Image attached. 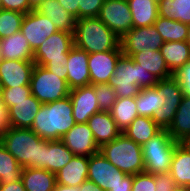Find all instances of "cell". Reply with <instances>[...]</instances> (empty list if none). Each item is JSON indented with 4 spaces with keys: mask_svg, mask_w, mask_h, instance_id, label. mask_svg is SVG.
<instances>
[{
    "mask_svg": "<svg viewBox=\"0 0 190 191\" xmlns=\"http://www.w3.org/2000/svg\"><path fill=\"white\" fill-rule=\"evenodd\" d=\"M155 191H180L181 188L175 183L170 172L155 174Z\"/></svg>",
    "mask_w": 190,
    "mask_h": 191,
    "instance_id": "b9f144b4",
    "label": "cell"
},
{
    "mask_svg": "<svg viewBox=\"0 0 190 191\" xmlns=\"http://www.w3.org/2000/svg\"><path fill=\"white\" fill-rule=\"evenodd\" d=\"M53 191H79V188L74 186H65L56 183Z\"/></svg>",
    "mask_w": 190,
    "mask_h": 191,
    "instance_id": "f907efd6",
    "label": "cell"
},
{
    "mask_svg": "<svg viewBox=\"0 0 190 191\" xmlns=\"http://www.w3.org/2000/svg\"><path fill=\"white\" fill-rule=\"evenodd\" d=\"M29 85L31 94L42 104L64 99L70 93L65 79L59 78L37 64L33 68Z\"/></svg>",
    "mask_w": 190,
    "mask_h": 191,
    "instance_id": "ba28073f",
    "label": "cell"
},
{
    "mask_svg": "<svg viewBox=\"0 0 190 191\" xmlns=\"http://www.w3.org/2000/svg\"><path fill=\"white\" fill-rule=\"evenodd\" d=\"M0 9L15 11L22 14L29 13L33 10L29 6L27 0H0Z\"/></svg>",
    "mask_w": 190,
    "mask_h": 191,
    "instance_id": "ee69618b",
    "label": "cell"
},
{
    "mask_svg": "<svg viewBox=\"0 0 190 191\" xmlns=\"http://www.w3.org/2000/svg\"><path fill=\"white\" fill-rule=\"evenodd\" d=\"M24 16L19 12L0 9V39L19 32Z\"/></svg>",
    "mask_w": 190,
    "mask_h": 191,
    "instance_id": "8d00e7d4",
    "label": "cell"
},
{
    "mask_svg": "<svg viewBox=\"0 0 190 191\" xmlns=\"http://www.w3.org/2000/svg\"><path fill=\"white\" fill-rule=\"evenodd\" d=\"M156 87L164 96V104L154 113L152 119L161 129H168L181 102L183 91L173 76L158 80Z\"/></svg>",
    "mask_w": 190,
    "mask_h": 191,
    "instance_id": "9c48e42d",
    "label": "cell"
},
{
    "mask_svg": "<svg viewBox=\"0 0 190 191\" xmlns=\"http://www.w3.org/2000/svg\"><path fill=\"white\" fill-rule=\"evenodd\" d=\"M153 3L159 5V3L162 1V0H151Z\"/></svg>",
    "mask_w": 190,
    "mask_h": 191,
    "instance_id": "9f6ffc18",
    "label": "cell"
},
{
    "mask_svg": "<svg viewBox=\"0 0 190 191\" xmlns=\"http://www.w3.org/2000/svg\"><path fill=\"white\" fill-rule=\"evenodd\" d=\"M74 154L61 140L48 141L45 144L44 169L57 173L67 165Z\"/></svg>",
    "mask_w": 190,
    "mask_h": 191,
    "instance_id": "d4e9b609",
    "label": "cell"
},
{
    "mask_svg": "<svg viewBox=\"0 0 190 191\" xmlns=\"http://www.w3.org/2000/svg\"><path fill=\"white\" fill-rule=\"evenodd\" d=\"M29 3V6L33 9L36 10L44 1L46 0H27Z\"/></svg>",
    "mask_w": 190,
    "mask_h": 191,
    "instance_id": "f5cc1de1",
    "label": "cell"
},
{
    "mask_svg": "<svg viewBox=\"0 0 190 191\" xmlns=\"http://www.w3.org/2000/svg\"><path fill=\"white\" fill-rule=\"evenodd\" d=\"M42 103L32 94L20 102H12L8 109L11 127L31 128Z\"/></svg>",
    "mask_w": 190,
    "mask_h": 191,
    "instance_id": "ffe728a7",
    "label": "cell"
},
{
    "mask_svg": "<svg viewBox=\"0 0 190 191\" xmlns=\"http://www.w3.org/2000/svg\"><path fill=\"white\" fill-rule=\"evenodd\" d=\"M178 144L190 152V134L184 136L182 139L178 141Z\"/></svg>",
    "mask_w": 190,
    "mask_h": 191,
    "instance_id": "816d5d0a",
    "label": "cell"
},
{
    "mask_svg": "<svg viewBox=\"0 0 190 191\" xmlns=\"http://www.w3.org/2000/svg\"><path fill=\"white\" fill-rule=\"evenodd\" d=\"M117 127L123 132L137 117L136 97L117 98L109 111Z\"/></svg>",
    "mask_w": 190,
    "mask_h": 191,
    "instance_id": "4dcf8cb0",
    "label": "cell"
},
{
    "mask_svg": "<svg viewBox=\"0 0 190 191\" xmlns=\"http://www.w3.org/2000/svg\"><path fill=\"white\" fill-rule=\"evenodd\" d=\"M76 19H79V0H57Z\"/></svg>",
    "mask_w": 190,
    "mask_h": 191,
    "instance_id": "bcb514c9",
    "label": "cell"
},
{
    "mask_svg": "<svg viewBox=\"0 0 190 191\" xmlns=\"http://www.w3.org/2000/svg\"><path fill=\"white\" fill-rule=\"evenodd\" d=\"M76 124L72 114L71 98L42 104L31 129L44 140H61Z\"/></svg>",
    "mask_w": 190,
    "mask_h": 191,
    "instance_id": "7a4b0ae2",
    "label": "cell"
},
{
    "mask_svg": "<svg viewBox=\"0 0 190 191\" xmlns=\"http://www.w3.org/2000/svg\"><path fill=\"white\" fill-rule=\"evenodd\" d=\"M23 168L0 142V184H10L21 179Z\"/></svg>",
    "mask_w": 190,
    "mask_h": 191,
    "instance_id": "d590c367",
    "label": "cell"
},
{
    "mask_svg": "<svg viewBox=\"0 0 190 191\" xmlns=\"http://www.w3.org/2000/svg\"><path fill=\"white\" fill-rule=\"evenodd\" d=\"M0 191H26L21 179L10 184H0Z\"/></svg>",
    "mask_w": 190,
    "mask_h": 191,
    "instance_id": "c3c4849f",
    "label": "cell"
},
{
    "mask_svg": "<svg viewBox=\"0 0 190 191\" xmlns=\"http://www.w3.org/2000/svg\"><path fill=\"white\" fill-rule=\"evenodd\" d=\"M56 183L79 187L88 180V157L74 155L71 161L55 173Z\"/></svg>",
    "mask_w": 190,
    "mask_h": 191,
    "instance_id": "44dd1931",
    "label": "cell"
},
{
    "mask_svg": "<svg viewBox=\"0 0 190 191\" xmlns=\"http://www.w3.org/2000/svg\"><path fill=\"white\" fill-rule=\"evenodd\" d=\"M21 180L26 191H53L56 184L55 173L42 168H23Z\"/></svg>",
    "mask_w": 190,
    "mask_h": 191,
    "instance_id": "484cf974",
    "label": "cell"
},
{
    "mask_svg": "<svg viewBox=\"0 0 190 191\" xmlns=\"http://www.w3.org/2000/svg\"><path fill=\"white\" fill-rule=\"evenodd\" d=\"M98 18L120 39L133 28L127 0H105Z\"/></svg>",
    "mask_w": 190,
    "mask_h": 191,
    "instance_id": "8fae6325",
    "label": "cell"
},
{
    "mask_svg": "<svg viewBox=\"0 0 190 191\" xmlns=\"http://www.w3.org/2000/svg\"><path fill=\"white\" fill-rule=\"evenodd\" d=\"M167 131L171 138L177 142L190 134V96H182L174 119Z\"/></svg>",
    "mask_w": 190,
    "mask_h": 191,
    "instance_id": "1f68e13d",
    "label": "cell"
},
{
    "mask_svg": "<svg viewBox=\"0 0 190 191\" xmlns=\"http://www.w3.org/2000/svg\"><path fill=\"white\" fill-rule=\"evenodd\" d=\"M100 111L109 112L117 100L115 90L109 84H93Z\"/></svg>",
    "mask_w": 190,
    "mask_h": 191,
    "instance_id": "74e56055",
    "label": "cell"
},
{
    "mask_svg": "<svg viewBox=\"0 0 190 191\" xmlns=\"http://www.w3.org/2000/svg\"><path fill=\"white\" fill-rule=\"evenodd\" d=\"M20 31L27 39L31 49L35 51L47 38L58 30L48 17L36 10H32L25 14Z\"/></svg>",
    "mask_w": 190,
    "mask_h": 191,
    "instance_id": "4fadbf2b",
    "label": "cell"
},
{
    "mask_svg": "<svg viewBox=\"0 0 190 191\" xmlns=\"http://www.w3.org/2000/svg\"><path fill=\"white\" fill-rule=\"evenodd\" d=\"M61 141L74 154L90 157L99 152L92 130L87 123H76Z\"/></svg>",
    "mask_w": 190,
    "mask_h": 191,
    "instance_id": "5bb4252c",
    "label": "cell"
},
{
    "mask_svg": "<svg viewBox=\"0 0 190 191\" xmlns=\"http://www.w3.org/2000/svg\"><path fill=\"white\" fill-rule=\"evenodd\" d=\"M164 104V96L157 87L141 89L136 96V107L139 116L151 117Z\"/></svg>",
    "mask_w": 190,
    "mask_h": 191,
    "instance_id": "d6a6232c",
    "label": "cell"
},
{
    "mask_svg": "<svg viewBox=\"0 0 190 191\" xmlns=\"http://www.w3.org/2000/svg\"><path fill=\"white\" fill-rule=\"evenodd\" d=\"M155 175L147 172L133 175L131 191H155Z\"/></svg>",
    "mask_w": 190,
    "mask_h": 191,
    "instance_id": "ab89813d",
    "label": "cell"
},
{
    "mask_svg": "<svg viewBox=\"0 0 190 191\" xmlns=\"http://www.w3.org/2000/svg\"><path fill=\"white\" fill-rule=\"evenodd\" d=\"M99 151L110 163L128 175L144 172L141 145L123 132L116 139L103 144Z\"/></svg>",
    "mask_w": 190,
    "mask_h": 191,
    "instance_id": "8992f818",
    "label": "cell"
},
{
    "mask_svg": "<svg viewBox=\"0 0 190 191\" xmlns=\"http://www.w3.org/2000/svg\"><path fill=\"white\" fill-rule=\"evenodd\" d=\"M164 44L162 36L154 25L146 27H133L126 33L120 42L123 55L131 57L142 51H159Z\"/></svg>",
    "mask_w": 190,
    "mask_h": 191,
    "instance_id": "30bf717a",
    "label": "cell"
},
{
    "mask_svg": "<svg viewBox=\"0 0 190 191\" xmlns=\"http://www.w3.org/2000/svg\"><path fill=\"white\" fill-rule=\"evenodd\" d=\"M161 130L151 117L137 116L123 133L135 143L143 145Z\"/></svg>",
    "mask_w": 190,
    "mask_h": 191,
    "instance_id": "83f0119b",
    "label": "cell"
},
{
    "mask_svg": "<svg viewBox=\"0 0 190 191\" xmlns=\"http://www.w3.org/2000/svg\"><path fill=\"white\" fill-rule=\"evenodd\" d=\"M74 46L88 54L122 50L121 39L98 17L76 19Z\"/></svg>",
    "mask_w": 190,
    "mask_h": 191,
    "instance_id": "3957f363",
    "label": "cell"
},
{
    "mask_svg": "<svg viewBox=\"0 0 190 191\" xmlns=\"http://www.w3.org/2000/svg\"><path fill=\"white\" fill-rule=\"evenodd\" d=\"M122 54V50L89 54L90 85L108 84L109 78L114 74L117 61Z\"/></svg>",
    "mask_w": 190,
    "mask_h": 191,
    "instance_id": "9a60e30c",
    "label": "cell"
},
{
    "mask_svg": "<svg viewBox=\"0 0 190 191\" xmlns=\"http://www.w3.org/2000/svg\"><path fill=\"white\" fill-rule=\"evenodd\" d=\"M187 45L190 47V24H188V34L186 38Z\"/></svg>",
    "mask_w": 190,
    "mask_h": 191,
    "instance_id": "db71d44e",
    "label": "cell"
},
{
    "mask_svg": "<svg viewBox=\"0 0 190 191\" xmlns=\"http://www.w3.org/2000/svg\"><path fill=\"white\" fill-rule=\"evenodd\" d=\"M69 97L71 98L72 114L76 123H87L92 115L100 112L92 85L70 90Z\"/></svg>",
    "mask_w": 190,
    "mask_h": 191,
    "instance_id": "e0dca14e",
    "label": "cell"
},
{
    "mask_svg": "<svg viewBox=\"0 0 190 191\" xmlns=\"http://www.w3.org/2000/svg\"><path fill=\"white\" fill-rule=\"evenodd\" d=\"M79 191H103L97 184L86 180L79 187Z\"/></svg>",
    "mask_w": 190,
    "mask_h": 191,
    "instance_id": "681fc988",
    "label": "cell"
},
{
    "mask_svg": "<svg viewBox=\"0 0 190 191\" xmlns=\"http://www.w3.org/2000/svg\"><path fill=\"white\" fill-rule=\"evenodd\" d=\"M89 54L75 46L69 51L67 58V85L70 90L90 85V71L88 68Z\"/></svg>",
    "mask_w": 190,
    "mask_h": 191,
    "instance_id": "ac0fdd59",
    "label": "cell"
},
{
    "mask_svg": "<svg viewBox=\"0 0 190 191\" xmlns=\"http://www.w3.org/2000/svg\"><path fill=\"white\" fill-rule=\"evenodd\" d=\"M135 63L140 65L144 70L150 72L158 80L168 79L173 73L168 69L165 60L159 51H142L131 56Z\"/></svg>",
    "mask_w": 190,
    "mask_h": 191,
    "instance_id": "cb8c5ba5",
    "label": "cell"
},
{
    "mask_svg": "<svg viewBox=\"0 0 190 191\" xmlns=\"http://www.w3.org/2000/svg\"><path fill=\"white\" fill-rule=\"evenodd\" d=\"M180 191H190V190H188V189H181Z\"/></svg>",
    "mask_w": 190,
    "mask_h": 191,
    "instance_id": "6f0895ef",
    "label": "cell"
},
{
    "mask_svg": "<svg viewBox=\"0 0 190 191\" xmlns=\"http://www.w3.org/2000/svg\"><path fill=\"white\" fill-rule=\"evenodd\" d=\"M34 51L22 32L0 39V54L5 60L33 61Z\"/></svg>",
    "mask_w": 190,
    "mask_h": 191,
    "instance_id": "7402d4cb",
    "label": "cell"
},
{
    "mask_svg": "<svg viewBox=\"0 0 190 191\" xmlns=\"http://www.w3.org/2000/svg\"><path fill=\"white\" fill-rule=\"evenodd\" d=\"M34 66V61L1 59L0 80L3 88L28 86Z\"/></svg>",
    "mask_w": 190,
    "mask_h": 191,
    "instance_id": "2e32d148",
    "label": "cell"
},
{
    "mask_svg": "<svg viewBox=\"0 0 190 191\" xmlns=\"http://www.w3.org/2000/svg\"><path fill=\"white\" fill-rule=\"evenodd\" d=\"M11 128L8 108L5 106L2 95H0V137Z\"/></svg>",
    "mask_w": 190,
    "mask_h": 191,
    "instance_id": "f6af8a7d",
    "label": "cell"
},
{
    "mask_svg": "<svg viewBox=\"0 0 190 191\" xmlns=\"http://www.w3.org/2000/svg\"><path fill=\"white\" fill-rule=\"evenodd\" d=\"M158 12L161 17L190 24V0H162Z\"/></svg>",
    "mask_w": 190,
    "mask_h": 191,
    "instance_id": "e575fe53",
    "label": "cell"
},
{
    "mask_svg": "<svg viewBox=\"0 0 190 191\" xmlns=\"http://www.w3.org/2000/svg\"><path fill=\"white\" fill-rule=\"evenodd\" d=\"M160 52L168 69L173 74L190 61V47L187 45L186 41L164 42Z\"/></svg>",
    "mask_w": 190,
    "mask_h": 191,
    "instance_id": "f1b7e54d",
    "label": "cell"
},
{
    "mask_svg": "<svg viewBox=\"0 0 190 191\" xmlns=\"http://www.w3.org/2000/svg\"><path fill=\"white\" fill-rule=\"evenodd\" d=\"M153 25L164 42L186 41L187 24L159 16Z\"/></svg>",
    "mask_w": 190,
    "mask_h": 191,
    "instance_id": "836d02e7",
    "label": "cell"
},
{
    "mask_svg": "<svg viewBox=\"0 0 190 191\" xmlns=\"http://www.w3.org/2000/svg\"><path fill=\"white\" fill-rule=\"evenodd\" d=\"M73 47V33L57 31L34 51L33 61L67 82V58Z\"/></svg>",
    "mask_w": 190,
    "mask_h": 191,
    "instance_id": "5b68a950",
    "label": "cell"
},
{
    "mask_svg": "<svg viewBox=\"0 0 190 191\" xmlns=\"http://www.w3.org/2000/svg\"><path fill=\"white\" fill-rule=\"evenodd\" d=\"M133 183V175H127L120 184L111 188L109 191H131Z\"/></svg>",
    "mask_w": 190,
    "mask_h": 191,
    "instance_id": "7dc6e473",
    "label": "cell"
},
{
    "mask_svg": "<svg viewBox=\"0 0 190 191\" xmlns=\"http://www.w3.org/2000/svg\"><path fill=\"white\" fill-rule=\"evenodd\" d=\"M31 128H9L0 142L15 157L22 168L44 169L45 144Z\"/></svg>",
    "mask_w": 190,
    "mask_h": 191,
    "instance_id": "6da1fadb",
    "label": "cell"
},
{
    "mask_svg": "<svg viewBox=\"0 0 190 191\" xmlns=\"http://www.w3.org/2000/svg\"><path fill=\"white\" fill-rule=\"evenodd\" d=\"M177 144L178 142L171 138L167 129H162L141 145L144 172L154 175L170 172L171 160Z\"/></svg>",
    "mask_w": 190,
    "mask_h": 191,
    "instance_id": "52a82bcc",
    "label": "cell"
},
{
    "mask_svg": "<svg viewBox=\"0 0 190 191\" xmlns=\"http://www.w3.org/2000/svg\"><path fill=\"white\" fill-rule=\"evenodd\" d=\"M173 77L178 81L184 96H190V61L180 67Z\"/></svg>",
    "mask_w": 190,
    "mask_h": 191,
    "instance_id": "7bdbcfd3",
    "label": "cell"
},
{
    "mask_svg": "<svg viewBox=\"0 0 190 191\" xmlns=\"http://www.w3.org/2000/svg\"><path fill=\"white\" fill-rule=\"evenodd\" d=\"M133 27L152 26L159 17L158 5L151 0H127Z\"/></svg>",
    "mask_w": 190,
    "mask_h": 191,
    "instance_id": "f546056e",
    "label": "cell"
},
{
    "mask_svg": "<svg viewBox=\"0 0 190 191\" xmlns=\"http://www.w3.org/2000/svg\"><path fill=\"white\" fill-rule=\"evenodd\" d=\"M170 174L181 189L190 190V152L179 144L174 150Z\"/></svg>",
    "mask_w": 190,
    "mask_h": 191,
    "instance_id": "4316f807",
    "label": "cell"
},
{
    "mask_svg": "<svg viewBox=\"0 0 190 191\" xmlns=\"http://www.w3.org/2000/svg\"><path fill=\"white\" fill-rule=\"evenodd\" d=\"M2 92H3V86H2V82L0 80V95H2Z\"/></svg>",
    "mask_w": 190,
    "mask_h": 191,
    "instance_id": "11a10c76",
    "label": "cell"
},
{
    "mask_svg": "<svg viewBox=\"0 0 190 191\" xmlns=\"http://www.w3.org/2000/svg\"><path fill=\"white\" fill-rule=\"evenodd\" d=\"M87 124L92 130L96 144L99 147L116 139L122 133L110 112L107 111L95 113L89 118Z\"/></svg>",
    "mask_w": 190,
    "mask_h": 191,
    "instance_id": "d6986e66",
    "label": "cell"
},
{
    "mask_svg": "<svg viewBox=\"0 0 190 191\" xmlns=\"http://www.w3.org/2000/svg\"><path fill=\"white\" fill-rule=\"evenodd\" d=\"M36 11L48 17L58 31L74 32L76 18L67 12L57 0L44 1Z\"/></svg>",
    "mask_w": 190,
    "mask_h": 191,
    "instance_id": "603a6c76",
    "label": "cell"
},
{
    "mask_svg": "<svg viewBox=\"0 0 190 191\" xmlns=\"http://www.w3.org/2000/svg\"><path fill=\"white\" fill-rule=\"evenodd\" d=\"M158 79L134 62L131 57L121 55L114 74L108 84L115 90L118 98L136 97L141 89L155 87Z\"/></svg>",
    "mask_w": 190,
    "mask_h": 191,
    "instance_id": "277c9868",
    "label": "cell"
},
{
    "mask_svg": "<svg viewBox=\"0 0 190 191\" xmlns=\"http://www.w3.org/2000/svg\"><path fill=\"white\" fill-rule=\"evenodd\" d=\"M127 175L110 163L100 151L88 157L87 178L103 191L116 187Z\"/></svg>",
    "mask_w": 190,
    "mask_h": 191,
    "instance_id": "7c38bea8",
    "label": "cell"
},
{
    "mask_svg": "<svg viewBox=\"0 0 190 191\" xmlns=\"http://www.w3.org/2000/svg\"><path fill=\"white\" fill-rule=\"evenodd\" d=\"M105 0H79V19L98 17Z\"/></svg>",
    "mask_w": 190,
    "mask_h": 191,
    "instance_id": "60d3db41",
    "label": "cell"
},
{
    "mask_svg": "<svg viewBox=\"0 0 190 191\" xmlns=\"http://www.w3.org/2000/svg\"><path fill=\"white\" fill-rule=\"evenodd\" d=\"M31 95L30 85L13 88H3L2 98L5 106L9 109L12 102H20Z\"/></svg>",
    "mask_w": 190,
    "mask_h": 191,
    "instance_id": "f35d334b",
    "label": "cell"
}]
</instances>
